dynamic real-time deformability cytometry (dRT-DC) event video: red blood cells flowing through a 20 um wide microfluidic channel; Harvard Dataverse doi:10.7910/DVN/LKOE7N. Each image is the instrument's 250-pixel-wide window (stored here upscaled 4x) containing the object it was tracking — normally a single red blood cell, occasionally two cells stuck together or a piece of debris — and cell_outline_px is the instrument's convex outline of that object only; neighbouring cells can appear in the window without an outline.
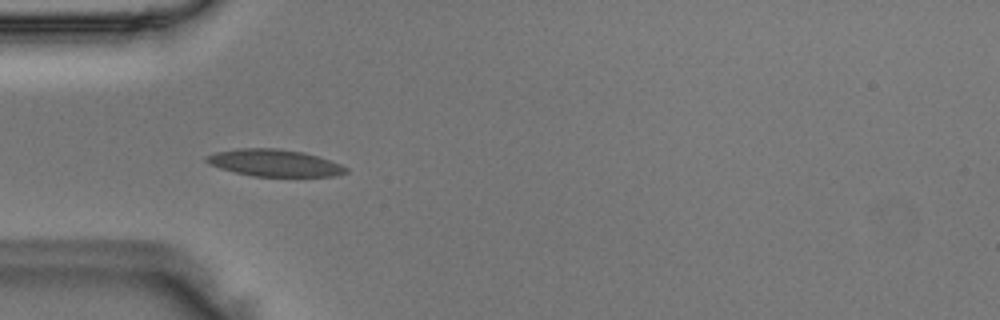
{"species": "Egyptian fruit bat (a non-hibernating species)", "species_latin": "Rousettus aegyptiacus", "temperature_condition": "room temperature", "stored_images_in_passage": 36, "camera_frame_rate_fps": 3000, "um_per_image_px": 0.085, "animal": {"sex": "male"}, "frame": {"image": 1, "passage_image": 1, "time_ms": 0.0, "image_size_px": [1000, 320], "cell_outline_px": [[348, 172], [336, 176], [252, 176], [220, 168], [208, 164], [204, 160], [204, 156], [216, 152], [240, 148], [280, 148], [304, 152], [340, 164], [348, 168]], "centroid_in_image_um": [23.3, 13.84], "position_along_channel_um": 61.7, "area_um2": 21.91}}
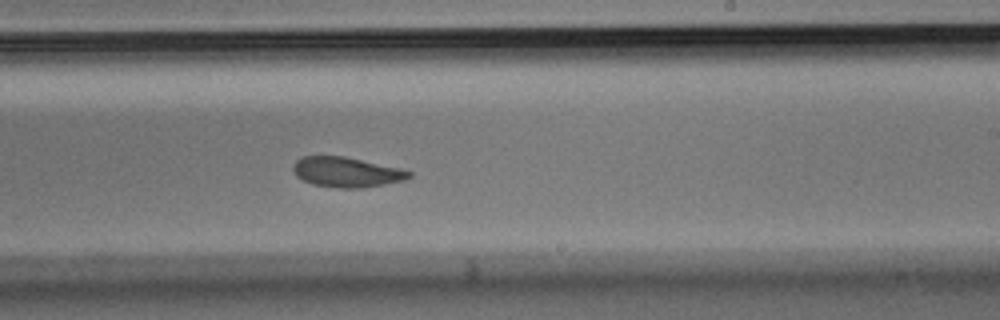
{"frame": {"image": 2, "passage_image": 16, "time_ms": 5.0, "image_size_px": [1000, 320], "cell_outline_px": [[412, 176], [404, 180], [384, 184], [360, 188], [340, 188], [312, 184], [296, 176], [292, 168], [292, 164], [300, 156], [344, 156], [400, 168], [412, 172]], "centroid_in_image_um": [29.43, 14.62], "position_along_channel_um": 259.6, "area_um2": 20.29}}
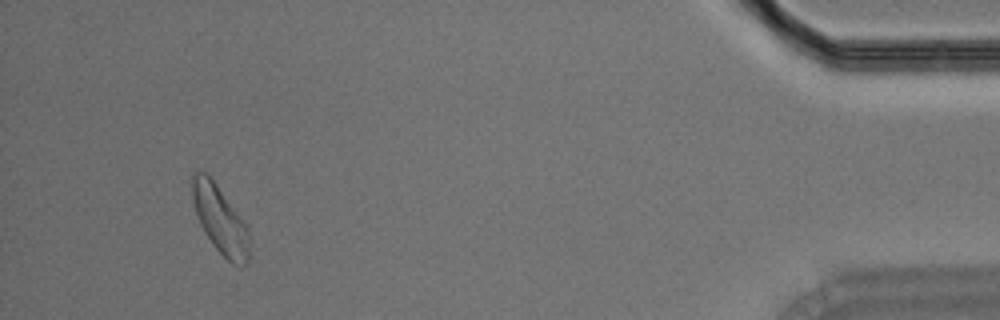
{"frame": {"image": 3, "passage_image": 33, "time_ms": 10.667, "image_size_px": [1000, 320], "cell_outline_px": [[248, 260], [244, 264], [232, 264], [212, 244], [204, 232], [200, 224], [192, 200], [192, 172], [204, 172], [212, 180], [248, 228]], "centroid_in_image_um": [18.67, 18.68], "position_along_channel_um": 416.5, "area_um2": 21.62}}